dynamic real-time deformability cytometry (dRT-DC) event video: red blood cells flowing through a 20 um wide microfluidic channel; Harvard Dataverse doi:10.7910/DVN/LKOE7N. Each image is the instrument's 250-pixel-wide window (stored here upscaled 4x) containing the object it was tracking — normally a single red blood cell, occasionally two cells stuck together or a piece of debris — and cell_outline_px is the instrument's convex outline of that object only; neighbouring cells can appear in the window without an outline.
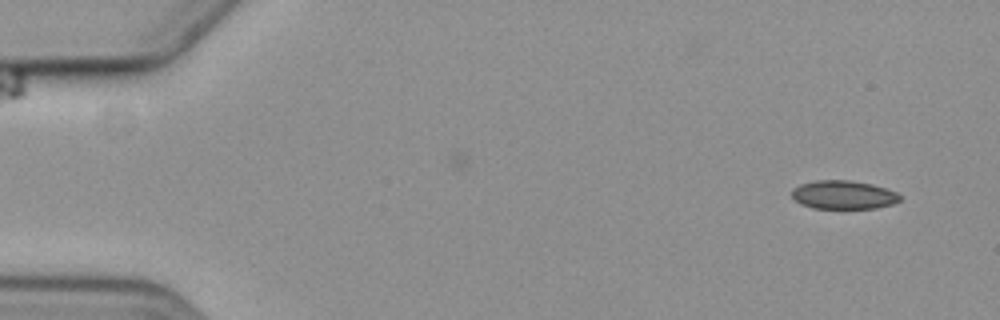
{"species": "common noctule bat (a hibernating species)", "species_latin": "Nyctalus noctula", "temperature_condition": "cold", "stored_images_in_passage": 3, "camera_frame_rate_fps": 3000, "um_per_image_px": 0.085, "animal": {"sex": "female", "body_mass_g": 19.3, "forearm_length_mm": 54.1}, "frame": {"image": 1, "passage_image": 3, "time_ms": 2.333, "image_size_px": [1000, 320], "cell_outline_px": [[900, 200], [892, 204], [876, 208], [812, 208], [800, 204], [792, 196], [792, 188], [800, 184], [816, 180], [848, 180], [872, 184], [896, 192], [900, 196]], "centroid_in_image_um": [71.66, 16.56], "position_along_channel_um": 13.3, "area_um2": 17.92}}